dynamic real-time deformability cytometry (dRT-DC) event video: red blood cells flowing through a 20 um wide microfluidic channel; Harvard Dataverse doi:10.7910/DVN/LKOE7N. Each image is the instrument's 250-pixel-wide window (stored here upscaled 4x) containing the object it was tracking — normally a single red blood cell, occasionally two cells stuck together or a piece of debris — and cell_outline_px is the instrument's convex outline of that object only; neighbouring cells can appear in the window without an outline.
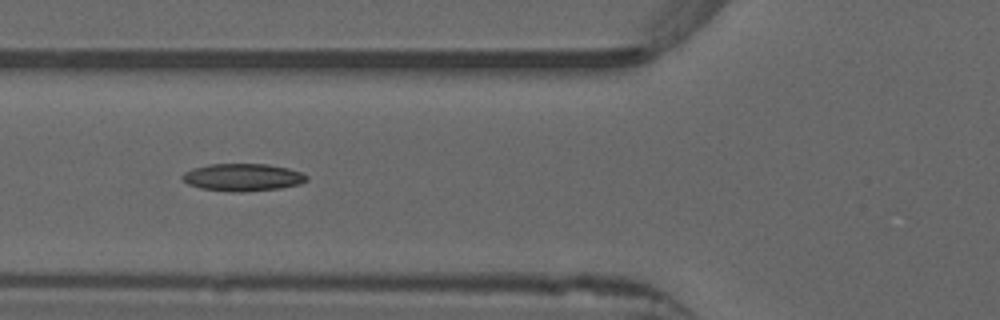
{"species": "common noctule bat (a hibernating species)", "species_latin": "Nyctalus noctula", "temperature_condition": "warm", "stored_images_in_passage": 9, "camera_frame_rate_fps": 3000, "um_per_image_px": 0.085, "animal": {"sex": "male", "forearm_length_mm": 52.5}, "frame": {"image": 1, "passage_image": 6, "time_ms": 1.667, "image_size_px": [1000, 320], "cell_outline_px": [[308, 180], [300, 184], [280, 188], [244, 192], [228, 192], [200, 188], [188, 184], [180, 180], [180, 176], [184, 172], [192, 168], [208, 164], [268, 164], [288, 168], [300, 172], [308, 176]], "centroid_in_image_um": [20.59, 15.07], "position_along_channel_um": 105.2, "area_um2": 20.17}}